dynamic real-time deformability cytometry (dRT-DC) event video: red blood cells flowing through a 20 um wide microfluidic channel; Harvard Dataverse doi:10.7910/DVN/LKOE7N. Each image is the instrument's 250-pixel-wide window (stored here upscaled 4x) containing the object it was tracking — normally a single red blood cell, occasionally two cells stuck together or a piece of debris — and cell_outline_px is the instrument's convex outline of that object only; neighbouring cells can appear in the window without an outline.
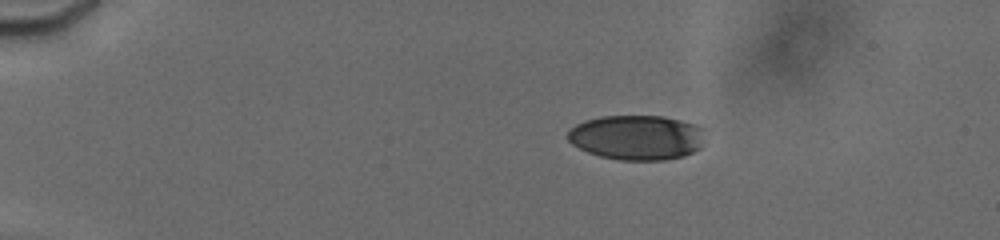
{"species": "human", "species_latin": "Homo sapiens", "temperature_condition": "cold", "stored_images_in_passage": 6, "camera_frame_rate_fps": 3000, "um_per_image_px": 0.085, "donor": {"sex": "male"}, "frame": {"image": 1, "passage_image": 1, "time_ms": 0.0, "image_size_px": [1000, 240], "cell_outline_px": [[704, 128], [700, 148], [684, 156], [664, 160], [620, 160], [600, 156], [588, 152], [572, 144], [568, 140], [568, 132], [576, 124], [584, 120], [600, 116], [664, 116], [696, 124]], "centroid_in_image_um": [54.13, 11.67], "position_along_channel_um": 30.9, "area_um2": 35.89}}
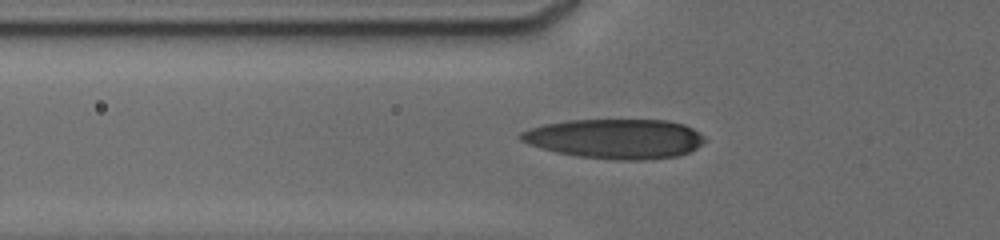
{"frame": {"image": 2, "passage_image": 5, "time_ms": 3.333, "image_size_px": [1000, 240], "cell_outline_px": [[708, 140], [696, 148], [688, 152], [676, 156], [644, 160], [616, 160], [580, 156], [556, 152], [540, 148], [528, 144], [520, 140], [520, 132], [544, 124], [568, 120], [664, 120], [684, 124], [700, 132]], "centroid_in_image_um": [52.32, 11.79], "position_along_channel_um": 73.5, "area_um2": 42.54}}